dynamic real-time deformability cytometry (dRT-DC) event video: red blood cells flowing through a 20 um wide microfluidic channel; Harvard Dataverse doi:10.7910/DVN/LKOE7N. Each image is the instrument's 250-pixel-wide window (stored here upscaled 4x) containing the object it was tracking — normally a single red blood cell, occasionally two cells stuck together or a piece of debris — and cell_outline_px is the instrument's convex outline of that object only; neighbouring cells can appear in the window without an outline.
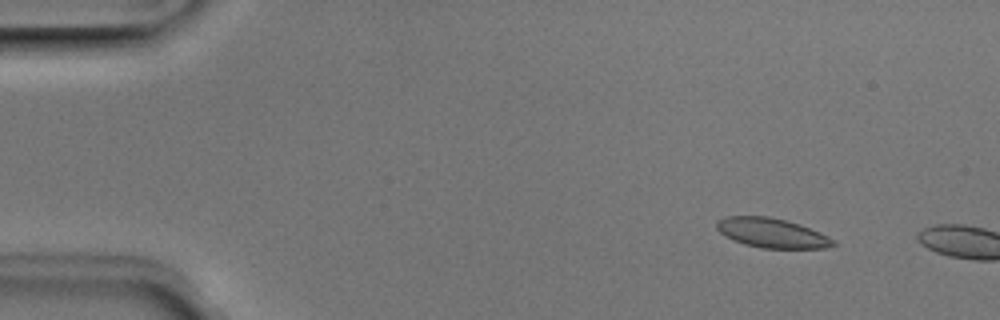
{"species": "Egyptian fruit bat (a non-hibernating species)", "species_latin": "Rousettus aegyptiacus", "temperature_condition": "room temperature", "stored_images_in_passage": 9, "camera_frame_rate_fps": 3000, "um_per_image_px": 0.085, "animal": {"sex": "male"}, "frame": {"image": 1, "passage_image": 6, "time_ms": 1.667, "image_size_px": [1000, 320], "cell_outline_px": [[836, 244], [824, 248], [760, 248], [744, 244], [732, 240], [724, 236], [716, 228], [716, 220], [724, 216], [768, 216], [800, 224], [828, 236], [836, 240]], "centroid_in_image_um": [65.56, 19.8], "position_along_channel_um": 19.4, "area_um2": 20.17}}